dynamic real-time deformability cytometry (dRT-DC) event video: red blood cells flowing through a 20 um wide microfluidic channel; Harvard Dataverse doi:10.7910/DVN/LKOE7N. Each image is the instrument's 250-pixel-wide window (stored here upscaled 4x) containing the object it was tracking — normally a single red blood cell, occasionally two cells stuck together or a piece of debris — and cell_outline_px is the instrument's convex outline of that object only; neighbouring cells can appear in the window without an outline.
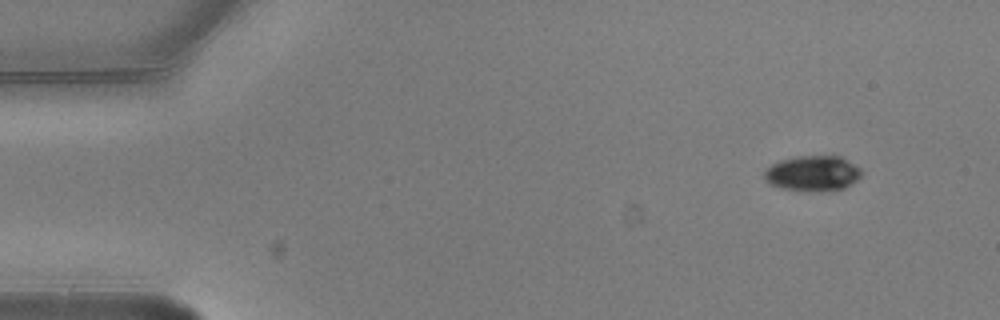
{"species": "common noctule bat (a hibernating species)", "species_latin": "Nyctalus noctula", "temperature_condition": "warm", "stored_images_in_passage": 5, "camera_frame_rate_fps": 3000, "um_per_image_px": 0.085, "animal": {"sex": "male", "body_mass_g": 20.5, "forearm_length_mm": 52.5}, "frame": {"image": 1, "passage_image": 1, "time_ms": 0.0, "image_size_px": [1000, 320], "cell_outline_px": [[864, 172], [852, 184], [844, 188], [820, 192], [816, 192], [780, 188], [768, 184], [764, 180], [764, 172], [772, 164], [784, 160], [800, 156], [840, 156], [860, 168]], "centroid_in_image_um": [69.09, 14.76], "position_along_channel_um": 15.9, "area_um2": 20.06}}
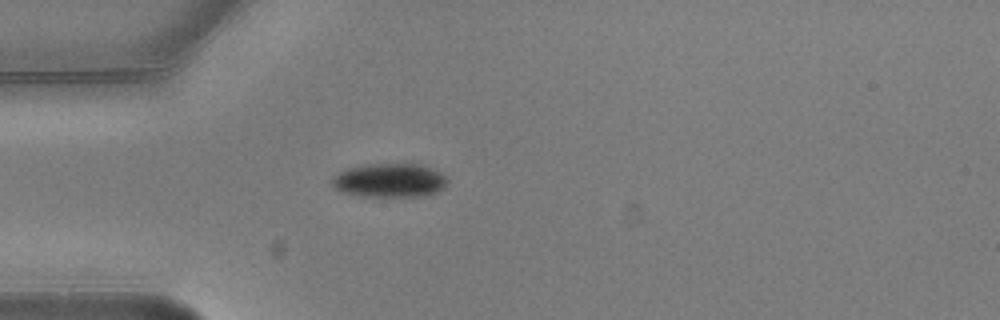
{"frame": {"image": 2, "passage_image": 4, "time_ms": 1.0, "image_size_px": [1000, 320], "cell_outline_px": [[448, 180], [444, 188], [428, 196], [360, 196], [344, 192], [336, 188], [332, 184], [332, 176], [348, 168], [368, 164], [424, 164], [448, 176]], "centroid_in_image_um": [33.18, 15.33], "position_along_channel_um": 51.8, "area_um2": 22.89}}